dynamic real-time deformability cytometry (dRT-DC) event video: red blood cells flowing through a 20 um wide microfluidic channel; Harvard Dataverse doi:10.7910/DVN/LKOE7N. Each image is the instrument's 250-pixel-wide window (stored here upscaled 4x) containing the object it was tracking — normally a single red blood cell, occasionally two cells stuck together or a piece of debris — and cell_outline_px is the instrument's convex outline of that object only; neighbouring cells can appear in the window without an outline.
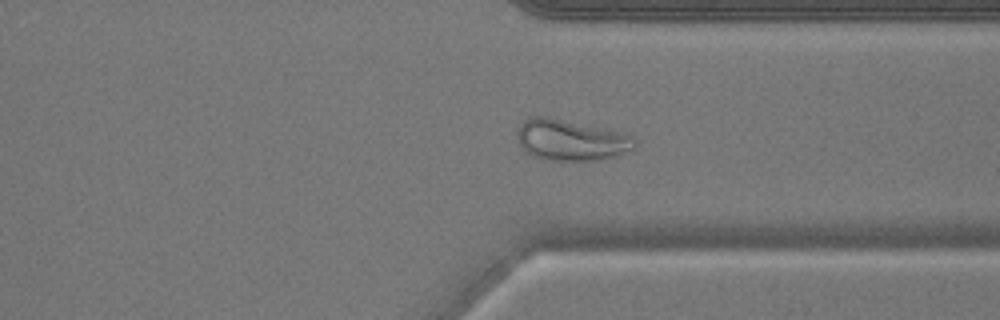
{"species": "common noctule bat (a hibernating species)", "species_latin": "Nyctalus noctula", "temperature_condition": "warm", "stored_images_in_passage": 36, "camera_frame_rate_fps": 3000, "um_per_image_px": 0.085, "animal": {"sex": "male", "body_mass_g": 17.9}, "frame": {"image": 1, "passage_image": 24, "time_ms": 7.667, "image_size_px": [1000, 320], "cell_outline_px": [[636, 148], [620, 156], [600, 160], [548, 160], [532, 156], [524, 152], [516, 136], [516, 132], [520, 124], [524, 120], [532, 116], [548, 116], [616, 132], [632, 136], [636, 140]], "centroid_in_image_um": [48.5, 11.93], "position_along_channel_um": 362.9, "area_um2": 28.15}}
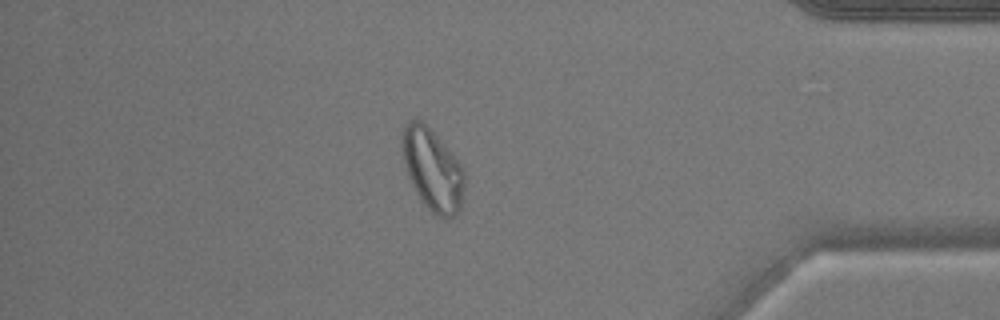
{"frame": {"image": 2, "passage_image": 29, "time_ms": 9.333, "image_size_px": [1000, 320], "cell_outline_px": [[464, 184], [460, 208], [448, 220], [444, 220], [432, 212], [424, 204], [416, 192], [408, 176], [400, 148], [400, 132], [412, 120], [420, 120], [436, 136], [464, 168]], "centroid_in_image_um": [36.74, 14.44], "position_along_channel_um": 398.5, "area_um2": 29.36}}
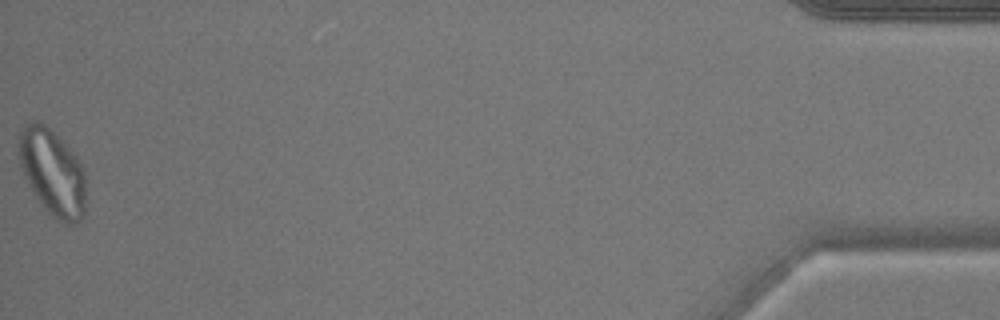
{"frame": {"image": 3, "passage_image": 36, "time_ms": 11.667, "image_size_px": [1000, 320], "cell_outline_px": [[84, 216], [76, 224], [68, 224], [56, 220], [48, 212], [36, 196], [24, 176], [20, 168], [16, 152], [20, 132], [24, 124], [32, 120], [36, 120], [44, 124], [60, 140], [84, 168]], "centroid_in_image_um": [4.4, 14.66], "position_along_channel_um": 430.8, "area_um2": 33.47}}